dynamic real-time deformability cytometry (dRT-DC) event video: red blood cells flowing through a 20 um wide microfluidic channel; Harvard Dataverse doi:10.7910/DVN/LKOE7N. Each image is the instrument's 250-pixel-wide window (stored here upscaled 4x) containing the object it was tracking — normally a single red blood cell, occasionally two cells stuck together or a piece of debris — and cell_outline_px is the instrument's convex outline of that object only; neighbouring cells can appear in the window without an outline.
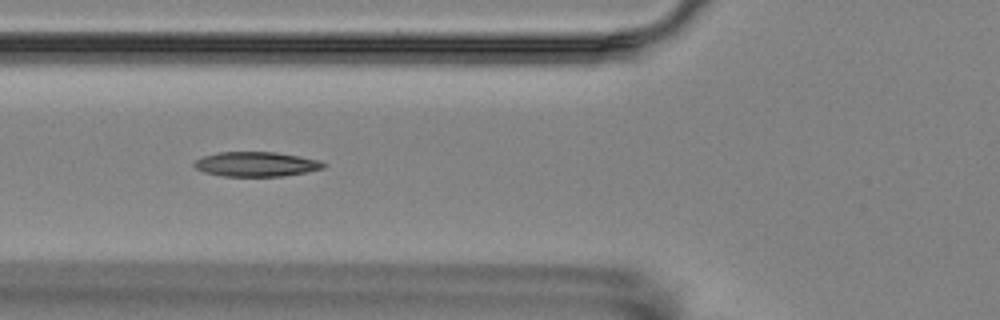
{"species": "Egyptian fruit bat (a non-hibernating species)", "species_latin": "Rousettus aegyptiacus", "temperature_condition": "room temperature", "stored_images_in_passage": 6, "camera_frame_rate_fps": 3000, "um_per_image_px": 0.085, "animal": {"sex": "female"}, "frame": {"image": 1, "passage_image": 5, "time_ms": 5.667, "image_size_px": [1000, 320], "cell_outline_px": [[324, 168], [284, 176], [224, 176], [204, 172], [196, 168], [192, 164], [196, 160], [204, 156], [220, 152], [276, 152], [320, 160], [324, 164]], "centroid_in_image_um": [21.76, 13.95], "position_along_channel_um": 104.0, "area_um2": 18.38}}
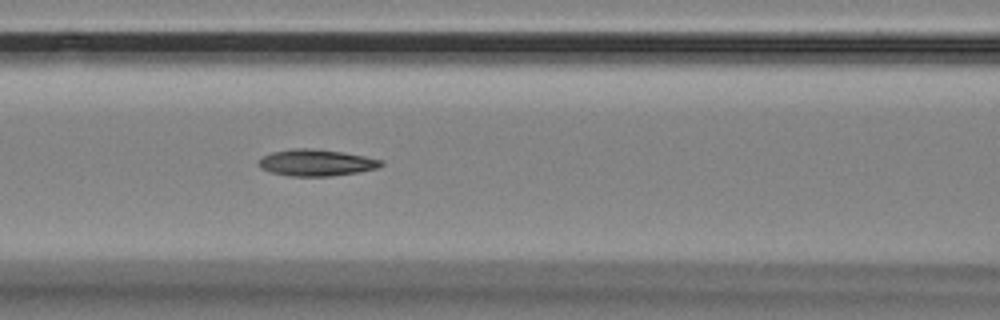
{"frame": {"image": 2, "passage_image": 6, "time_ms": 6.667, "image_size_px": [1000, 320], "cell_outline_px": [[384, 164], [376, 168], [356, 172], [332, 176], [288, 176], [272, 172], [260, 168], [256, 164], [264, 156], [272, 152], [292, 148], [312, 148], [344, 152], [384, 160]], "centroid_in_image_um": [26.87, 13.82], "position_along_channel_um": 139.7, "area_um2": 18.96}}